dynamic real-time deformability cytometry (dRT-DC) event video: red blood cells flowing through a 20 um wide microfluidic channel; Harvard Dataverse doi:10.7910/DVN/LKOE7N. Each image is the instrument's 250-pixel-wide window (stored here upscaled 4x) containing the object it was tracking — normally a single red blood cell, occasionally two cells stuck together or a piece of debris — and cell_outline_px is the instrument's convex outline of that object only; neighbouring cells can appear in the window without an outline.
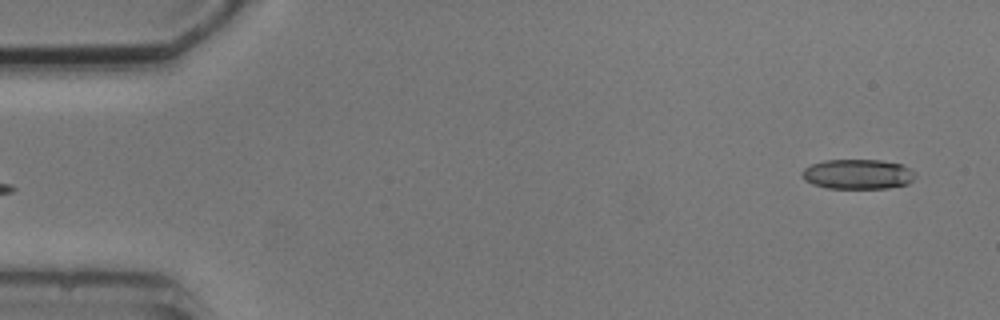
{"species": "common noctule bat (a hibernating species)", "species_latin": "Nyctalus noctula", "temperature_condition": "cold", "stored_images_in_passage": 8, "camera_frame_rate_fps": 3000, "um_per_image_px": 0.085, "animal": {"sex": "male", "body_mass_g": 20.5, "forearm_length_mm": 52.5}, "frame": {"image": 1, "passage_image": 1, "time_ms": 0.0, "image_size_px": [1000, 320], "cell_outline_px": [[916, 176], [908, 184], [888, 188], [828, 188], [812, 184], [804, 180], [800, 172], [804, 168], [812, 164], [824, 160], [880, 160], [900, 164], [912, 168], [916, 172]], "centroid_in_image_um": [72.92, 14.8], "position_along_channel_um": 12.1, "area_um2": 19.88}}
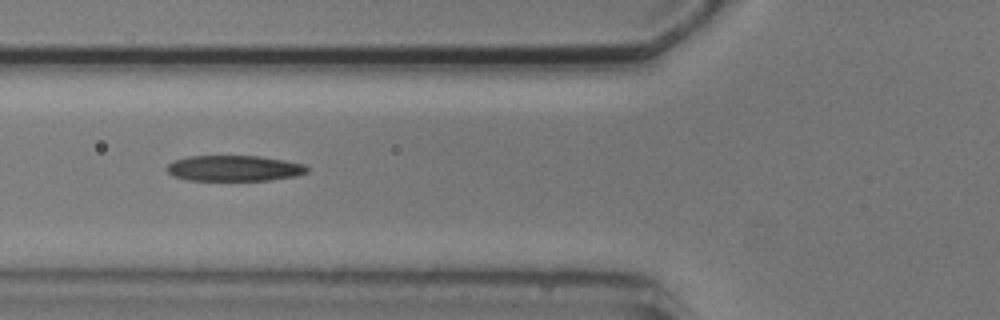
{"frame": {"image": 2, "passage_image": 6, "time_ms": 5.667, "image_size_px": [1000, 320], "cell_outline_px": [[308, 172], [296, 176], [268, 180], [188, 180], [172, 176], [168, 172], [168, 164], [176, 160], [188, 156], [260, 156], [284, 160], [304, 164], [308, 168]], "centroid_in_image_um": [19.92, 14.3], "position_along_channel_um": 105.9, "area_um2": 20.92}}
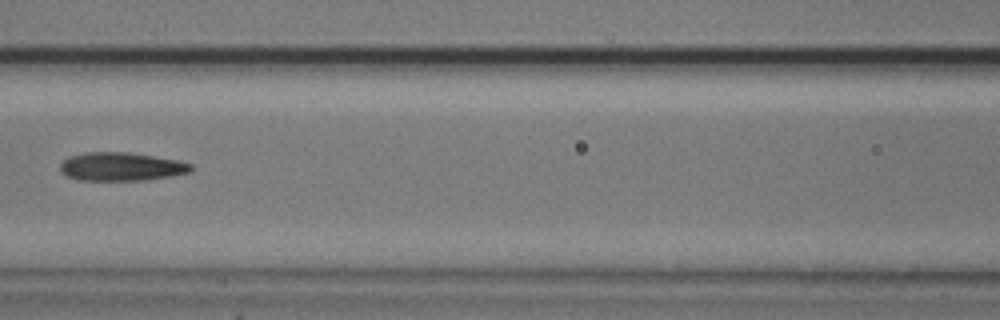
{"frame": {"image": 3, "passage_image": 7, "time_ms": 7.0, "image_size_px": [1000, 320], "cell_outline_px": [[192, 168], [188, 172], [172, 176], [148, 180], [76, 180], [64, 176], [60, 172], [60, 164], [64, 160], [72, 156], [88, 152], [128, 152], [176, 160], [192, 164]], "centroid_in_image_um": [10.26, 14.18], "position_along_channel_um": 156.3, "area_um2": 21.62}}